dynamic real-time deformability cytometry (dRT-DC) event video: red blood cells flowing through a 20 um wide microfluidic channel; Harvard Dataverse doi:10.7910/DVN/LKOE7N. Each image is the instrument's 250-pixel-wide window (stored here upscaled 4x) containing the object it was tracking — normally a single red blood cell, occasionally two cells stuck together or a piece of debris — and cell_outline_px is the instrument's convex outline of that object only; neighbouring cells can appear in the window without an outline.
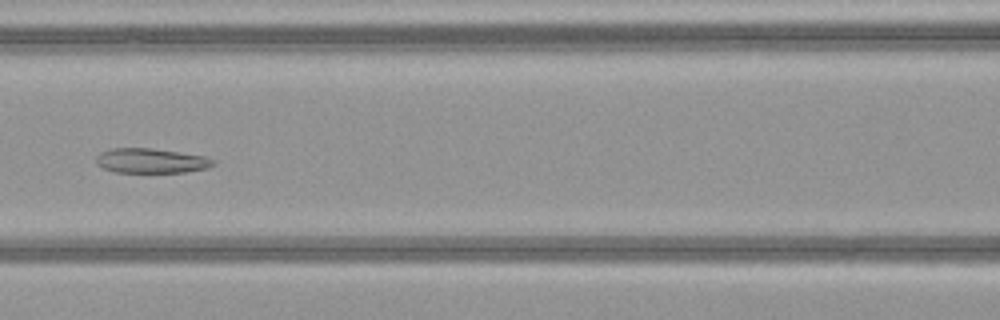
{"species": "common noctule bat (a hibernating species)", "species_latin": "Nyctalus noctula", "temperature_condition": "warm", "stored_images_in_passage": 51, "camera_frame_rate_fps": 3000, "um_per_image_px": 0.085, "animal": {"sex": "female", "body_mass_g": 21.9}, "frame": {"image": 1, "passage_image": 24, "time_ms": 7.667, "image_size_px": [1000, 320], "cell_outline_px": [[216, 164], [208, 168], [184, 172], [116, 172], [104, 168], [96, 164], [96, 156], [100, 152], [112, 148], [152, 148], [204, 156], [216, 160]], "centroid_in_image_um": [12.85, 13.66], "position_along_channel_um": 153.7, "area_um2": 16.88}}
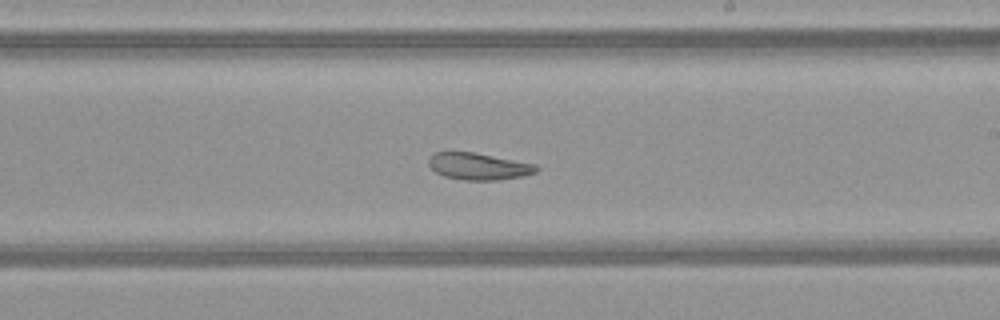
{"frame": {"image": 2, "passage_image": 31, "time_ms": 10.0, "image_size_px": [1000, 320], "cell_outline_px": [[540, 168], [536, 172], [524, 176], [496, 180], [464, 180], [444, 176], [436, 172], [428, 164], [428, 160], [436, 152], [472, 152], [536, 164]], "centroid_in_image_um": [40.7, 14.15], "position_along_channel_um": 248.3, "area_um2": 16.7}}
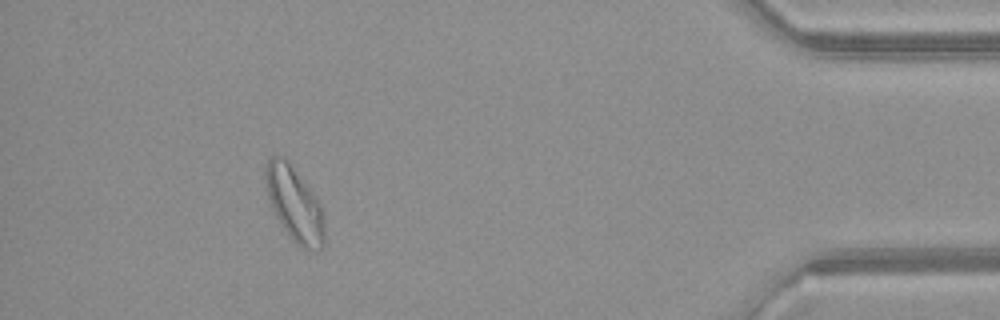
{"frame": {"image": 3, "passage_image": 47, "time_ms": 15.333, "image_size_px": [1000, 320], "cell_outline_px": [[324, 244], [316, 252], [308, 252], [300, 248], [288, 236], [276, 216], [268, 200], [264, 176], [264, 168], [268, 160], [272, 156], [284, 156], [288, 160], [316, 196], [324, 212]], "centroid_in_image_um": [25.04, 17.37], "position_along_channel_um": 410.2, "area_um2": 26.18}, "authors_computed_cell_mechanics": {"area_um2": 23.5246, "velocity_mm_per_s": 4.0724, "shape_relaxation_time_tau1_ms": null, "shape_relaxation_time_tau2_ms": 2.2893, "deformation_change_tau1": null, "deformation_change_tau2": 0.0928}}